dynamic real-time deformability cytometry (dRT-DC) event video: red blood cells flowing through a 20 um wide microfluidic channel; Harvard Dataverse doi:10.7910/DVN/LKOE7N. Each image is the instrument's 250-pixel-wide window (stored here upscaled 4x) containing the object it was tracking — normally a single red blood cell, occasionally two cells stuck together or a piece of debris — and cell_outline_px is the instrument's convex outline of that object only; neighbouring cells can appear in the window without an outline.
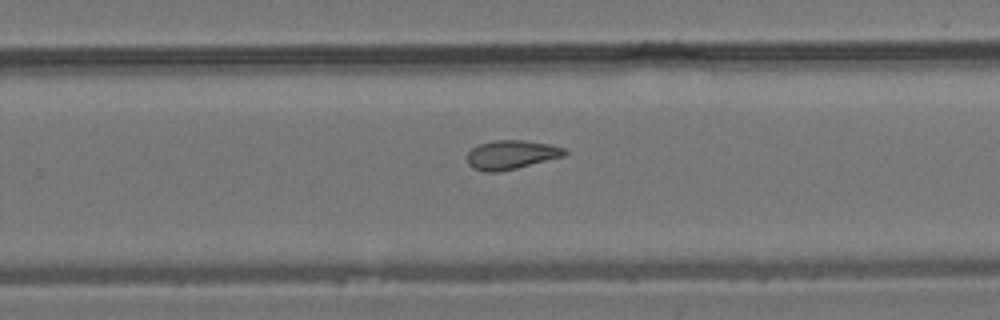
{"species": "common noctule bat (a hibernating species)", "species_latin": "Nyctalus noctula", "temperature_condition": "room temperature", "stored_images_in_passage": 23, "camera_frame_rate_fps": 3000, "um_per_image_px": 0.085, "animal": {"sex": "male", "body_mass_g": 19.2, "forearm_length_mm": 51.8}, "frame": {"image": 1, "passage_image": 17, "time_ms": 5.333, "image_size_px": [1000, 320], "cell_outline_px": [[568, 152], [564, 156], [516, 168], [496, 172], [484, 172], [472, 168], [468, 164], [468, 152], [472, 148], [480, 144], [492, 140], [524, 140], [548, 144], [564, 148]], "centroid_in_image_um": [43.44, 13.15], "position_along_channel_um": 286.4, "area_um2": 16.36}}